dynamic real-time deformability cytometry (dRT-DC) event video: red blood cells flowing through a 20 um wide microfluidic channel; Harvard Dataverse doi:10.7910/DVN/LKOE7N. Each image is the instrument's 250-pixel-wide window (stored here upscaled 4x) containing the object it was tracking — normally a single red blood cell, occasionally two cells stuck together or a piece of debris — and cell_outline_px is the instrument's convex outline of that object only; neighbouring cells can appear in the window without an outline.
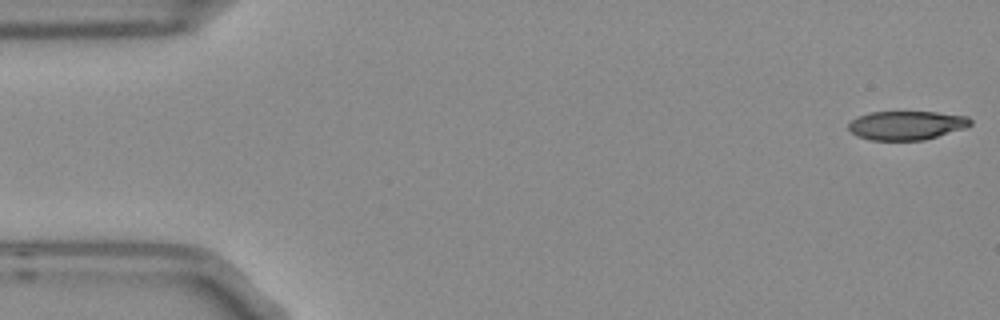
{"species": "Egyptian fruit bat (a non-hibernating species)", "species_latin": "Rousettus aegyptiacus", "temperature_condition": "room temperature", "stored_images_in_passage": 4, "camera_frame_rate_fps": 3000, "um_per_image_px": 0.085, "frame": {"image": 1, "passage_image": 1, "time_ms": 0.0, "image_size_px": [1000, 320], "cell_outline_px": [[972, 124], [968, 128], [924, 140], [872, 140], [856, 136], [848, 128], [848, 124], [852, 120], [860, 116], [872, 112], [936, 112], [968, 116], [972, 120]], "centroid_in_image_um": [77.12, 10.66], "position_along_channel_um": 7.9, "area_um2": 20.63}}